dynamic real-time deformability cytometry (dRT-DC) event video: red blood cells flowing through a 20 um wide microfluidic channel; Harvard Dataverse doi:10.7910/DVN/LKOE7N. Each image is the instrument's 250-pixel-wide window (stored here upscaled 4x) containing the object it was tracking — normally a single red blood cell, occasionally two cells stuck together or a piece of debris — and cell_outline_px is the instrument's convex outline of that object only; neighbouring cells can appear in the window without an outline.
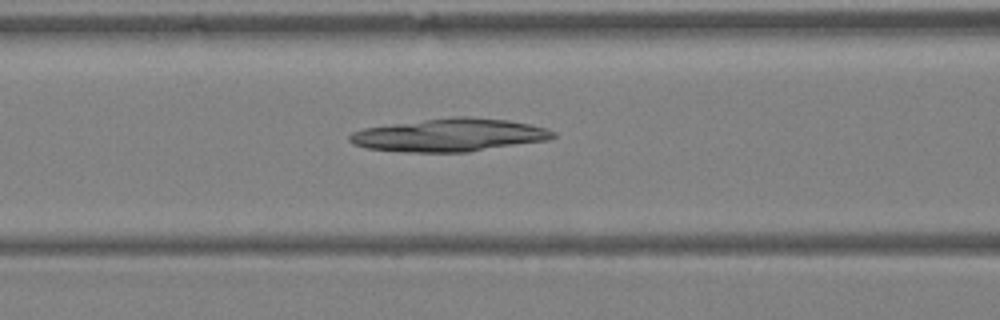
{"species": "Egyptian fruit bat (a non-hibernating species)", "species_latin": "Rousettus aegyptiacus", "temperature_condition": "warm", "stored_images_in_passage": 40, "camera_frame_rate_fps": 3000, "um_per_image_px": 0.085, "animal": {"sex": "female"}, "frame": {"image": 1, "passage_image": 17, "time_ms": 5.333, "image_size_px": [1000, 320], "cell_outline_px": [[556, 136], [548, 140], [468, 152], [404, 152], [364, 148], [352, 144], [348, 140], [348, 136], [352, 132], [364, 128], [424, 120], [456, 116], [468, 116], [508, 120], [548, 128], [556, 132]], "centroid_in_image_um": [38.21, 11.49], "position_along_channel_um": 128.4, "area_um2": 39.07}}
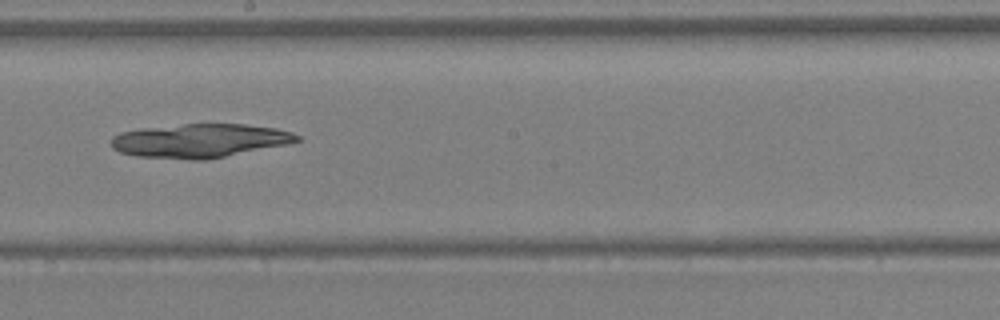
{"frame": {"image": 2, "passage_image": 23, "time_ms": 7.333, "image_size_px": [1000, 320], "cell_outline_px": [[300, 140], [288, 144], [204, 160], [192, 160], [136, 156], [120, 152], [112, 148], [112, 136], [120, 132], [144, 128], [184, 124], [244, 124], [276, 128], [292, 132], [300, 136]], "centroid_in_image_um": [16.98, 11.96], "position_along_channel_um": 231.2, "area_um2": 36.47}}
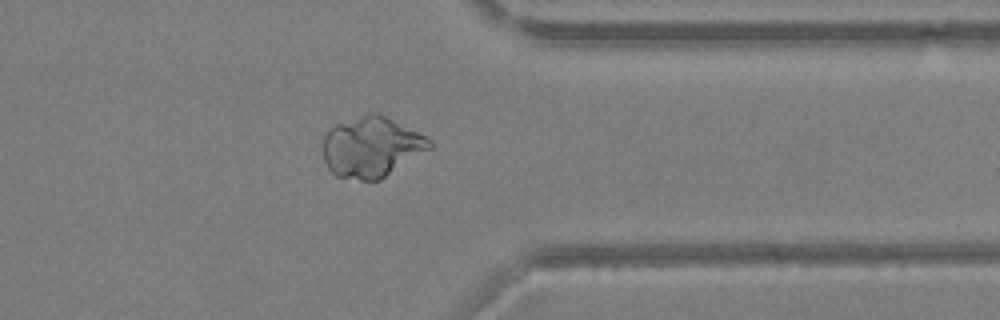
{"frame": {"image": 3, "passage_image": 32, "time_ms": 10.333, "image_size_px": [1000, 320], "cell_outline_px": [[432, 148], [380, 180], [360, 180], [336, 176], [328, 168], [324, 160], [324, 132], [332, 124], [364, 112], [376, 112], [432, 140]], "centroid_in_image_um": [31.53, 12.47], "position_along_channel_um": 379.9, "area_um2": 37.8}}